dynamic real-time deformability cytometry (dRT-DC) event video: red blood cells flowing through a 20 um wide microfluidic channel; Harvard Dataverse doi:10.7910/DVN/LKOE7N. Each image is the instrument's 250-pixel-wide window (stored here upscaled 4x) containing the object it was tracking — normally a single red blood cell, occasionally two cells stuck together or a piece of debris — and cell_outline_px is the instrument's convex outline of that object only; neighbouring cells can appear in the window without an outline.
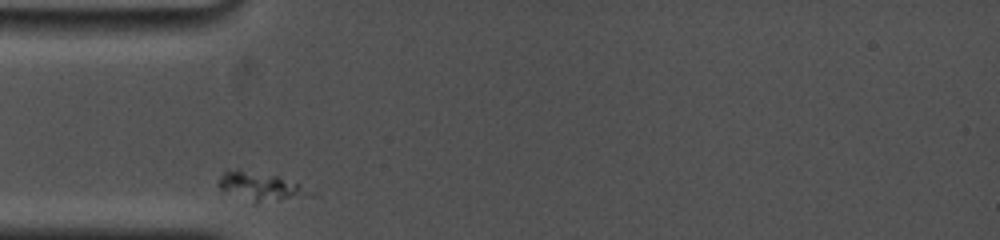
{"species": "common noctule bat (a hibernating species)", "species_latin": "Nyctalus noctula", "temperature_condition": "cold", "stored_images_in_passage": 16, "camera_frame_rate_fps": 5000, "um_per_image_px": 0.085, "animal": {"sex": "female", "body_mass_g": 19.0, "forearm_length_mm": 53.3}, "frame": {"image": 1, "passage_image": 1, "time_ms": 0.0, "image_size_px": [1000, 240], "cell_outline_px": [[312, 196], [256, 204], [220, 188], [220, 176], [224, 172], [240, 172], [276, 176], [300, 184], [312, 192]], "centroid_in_image_um": [22.26, 15.93], "position_along_channel_um": 62.7, "area_um2": 14.22}}
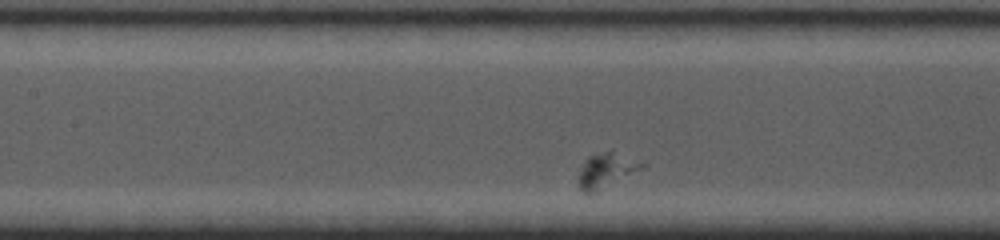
{"frame": {"image": 2, "passage_image": 7, "time_ms": 2.8, "image_size_px": [1000, 240], "cell_outline_px": [[648, 168], [592, 196], [580, 192], [576, 184], [576, 176], [584, 160], [588, 156], [612, 148], [648, 164]], "centroid_in_image_um": [51.56, 14.52], "position_along_channel_um": 155.8, "area_um2": 14.68}}
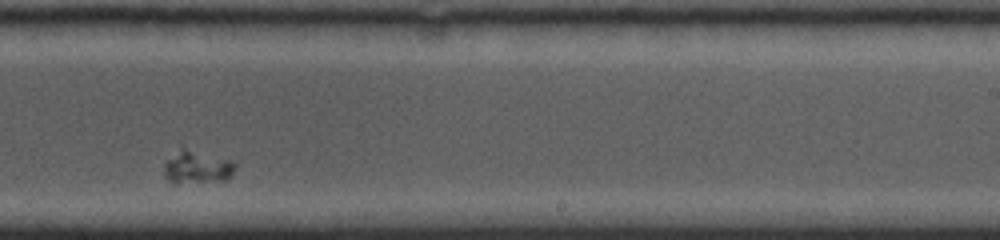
{"frame": {"image": 3, "passage_image": 14, "time_ms": 6.2, "image_size_px": [1000, 240], "cell_outline_px": [[236, 168], [224, 180], [176, 184], [172, 184], [168, 180], [164, 172], [164, 164], [180, 144], [232, 160], [236, 164]], "centroid_in_image_um": [16.71, 14.15], "position_along_channel_um": 272.3, "area_um2": 14.28}}